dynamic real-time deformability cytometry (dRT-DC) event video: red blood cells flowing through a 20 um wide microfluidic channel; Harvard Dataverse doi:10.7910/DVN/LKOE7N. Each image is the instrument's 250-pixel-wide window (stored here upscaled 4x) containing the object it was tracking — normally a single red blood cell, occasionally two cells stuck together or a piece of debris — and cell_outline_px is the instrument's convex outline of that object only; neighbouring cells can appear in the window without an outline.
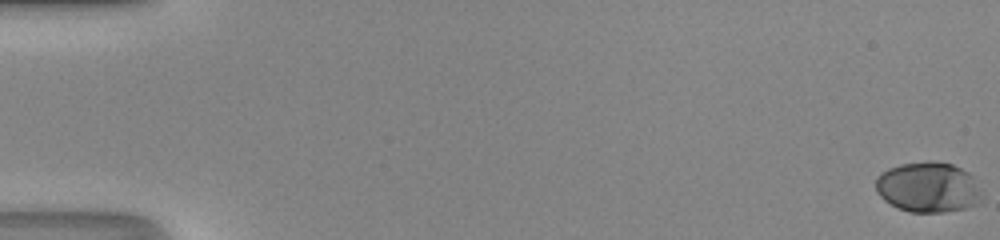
{"species": "human", "species_latin": "Homo sapiens", "temperature_condition": "room temperature", "stored_images_in_passage": 51, "camera_frame_rate_fps": 3000, "um_per_image_px": 0.085, "donor": {"sex": "male"}, "frame": {"image": 1, "passage_image": 1, "time_ms": 0.0, "image_size_px": [1000, 240], "cell_outline_px": [[980, 200], [976, 204], [964, 208], [944, 212], [908, 212], [884, 200], [876, 192], [876, 176], [880, 172], [888, 168], [900, 164], [928, 160], [952, 164], [968, 172], [972, 176], [980, 192]], "centroid_in_image_um": [78.85, 15.9], "position_along_channel_um": 6.2, "area_um2": 31.04}}
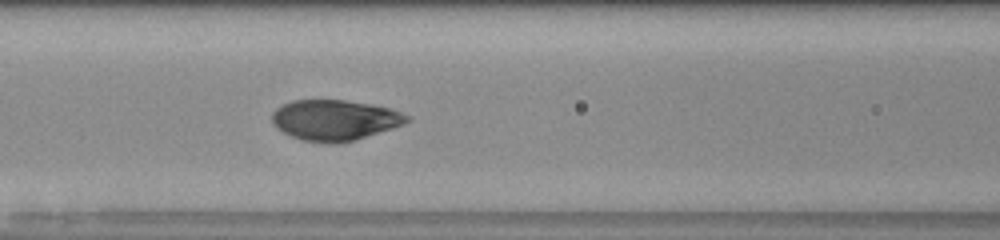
{"frame": {"image": 2, "passage_image": 24, "time_ms": 7.667, "image_size_px": [1000, 240], "cell_outline_px": [[412, 120], [404, 124], [356, 140], [340, 144], [328, 144], [300, 140], [276, 128], [272, 124], [272, 112], [276, 108], [292, 100], [344, 100], [368, 104], [388, 108], [412, 116]], "centroid_in_image_um": [28.45, 10.22], "position_along_channel_um": 138.1, "area_um2": 32.14}}
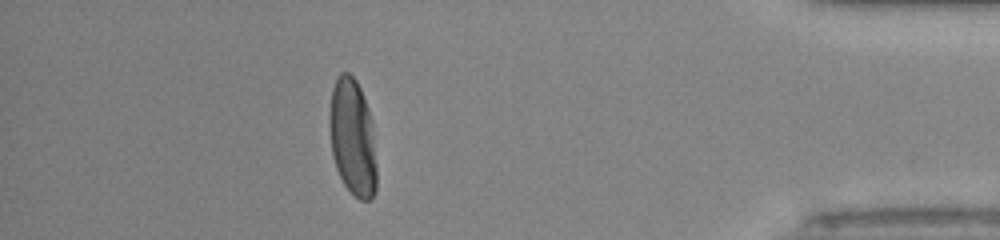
{"frame": {"image": 3, "passage_image": 46, "time_ms": 15.0, "image_size_px": [1000, 240], "cell_outline_px": [[376, 192], [372, 200], [360, 200], [344, 184], [336, 168], [332, 156], [328, 124], [332, 88], [336, 76], [340, 72], [348, 72], [356, 80], [360, 88], [368, 108], [372, 120], [376, 164]], "centroid_in_image_um": [29.96, 11.67], "position_along_channel_um": 405.2, "area_um2": 32.48}, "authors_computed_cell_mechanics": {"area_um2": 31.6744, "velocity_mm_per_s": 4.2333, "shape_relaxation_time_tau1_ms": 3.1897, "shape_relaxation_time_tau2_ms": null, "deformation_change_tau1": 0.1833, "deformation_change_tau2": null}}